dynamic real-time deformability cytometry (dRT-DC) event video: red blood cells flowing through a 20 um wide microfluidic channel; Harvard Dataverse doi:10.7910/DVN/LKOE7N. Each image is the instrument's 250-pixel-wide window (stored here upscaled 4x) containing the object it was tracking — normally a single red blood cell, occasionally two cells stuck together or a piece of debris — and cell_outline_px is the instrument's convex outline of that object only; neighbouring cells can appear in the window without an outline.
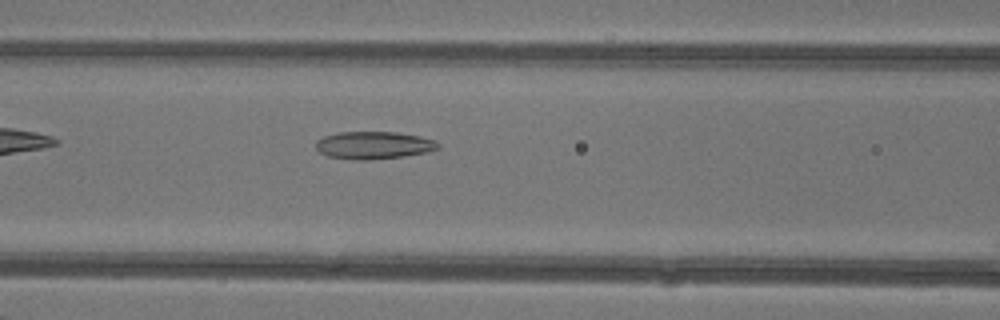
{"species": "common noctule bat (a hibernating species)", "species_latin": "Nyctalus noctula", "temperature_condition": "warm", "stored_images_in_passage": 37, "camera_frame_rate_fps": 3000, "um_per_image_px": 0.085, "animal": {"sex": "female"}, "frame": {"image": 1, "passage_image": 15, "time_ms": 4.667, "image_size_px": [1000, 320], "cell_outline_px": [[440, 148], [428, 152], [404, 156], [364, 160], [352, 160], [328, 156], [320, 152], [316, 148], [316, 140], [324, 136], [336, 132], [396, 132], [420, 136], [436, 140], [440, 144]], "centroid_in_image_um": [31.78, 12.34], "position_along_channel_um": 134.8, "area_um2": 19.77}}
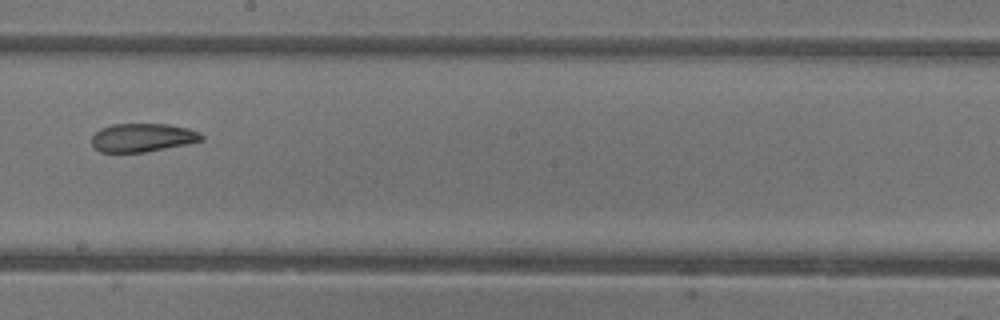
{"frame": {"image": 2, "passage_image": 22, "time_ms": 7.0, "image_size_px": [1000, 320], "cell_outline_px": [[204, 140], [188, 144], [144, 152], [100, 152], [92, 148], [92, 136], [100, 128], [112, 124], [168, 124], [188, 128], [200, 132], [204, 136]], "centroid_in_image_um": [12.12, 11.69], "position_along_channel_um": 236.1, "area_um2": 18.38}}
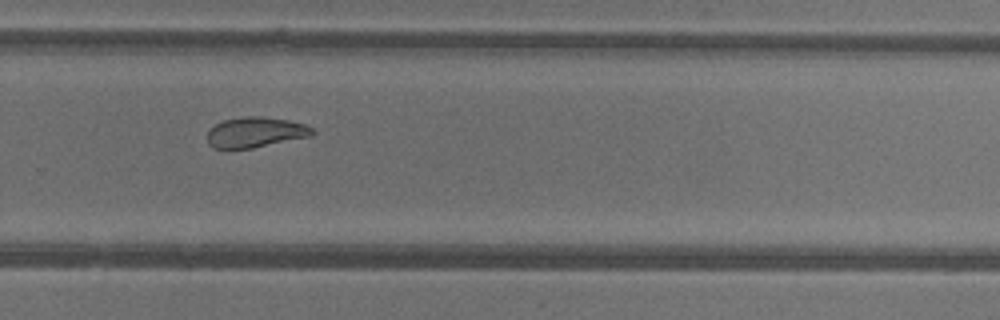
{"frame": {"image": 3, "passage_image": 27, "time_ms": 8.667, "image_size_px": [1000, 320], "cell_outline_px": [[316, 132], [312, 136], [252, 148], [212, 148], [208, 144], [208, 132], [216, 124], [224, 120], [244, 116], [260, 116], [288, 120], [304, 124], [312, 128]], "centroid_in_image_um": [21.74, 11.24], "position_along_channel_um": 308.1, "area_um2": 18.5}}